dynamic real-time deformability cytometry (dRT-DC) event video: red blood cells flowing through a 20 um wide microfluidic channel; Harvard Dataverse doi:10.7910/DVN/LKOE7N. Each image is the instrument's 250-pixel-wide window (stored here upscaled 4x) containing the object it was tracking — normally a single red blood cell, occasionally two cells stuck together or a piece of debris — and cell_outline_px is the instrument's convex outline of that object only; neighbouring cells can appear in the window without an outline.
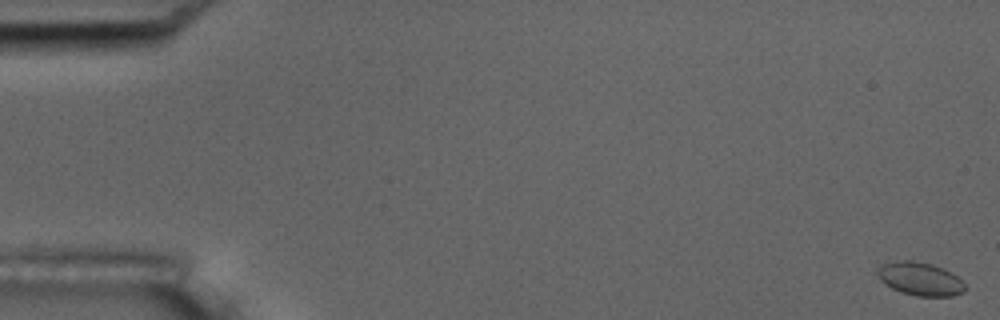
{"species": "common noctule bat (a hibernating species)", "species_latin": "Nyctalus noctula", "temperature_condition": "room temperature", "stored_images_in_passage": 56, "camera_frame_rate_fps": 3000, "um_per_image_px": 0.085, "animal": {"sex": "male", "body_mass_g": 17.5, "forearm_length_mm": 52.3}, "frame": {"image": 1, "passage_image": 1, "time_ms": 0.0, "image_size_px": [1000, 320], "cell_outline_px": [[964, 292], [952, 296], [916, 296], [900, 292], [884, 284], [880, 280], [876, 272], [884, 264], [896, 260], [912, 260], [932, 264], [956, 276], [964, 284]], "centroid_in_image_um": [78.17, 23.71], "position_along_channel_um": 6.8, "area_um2": 16.76}}
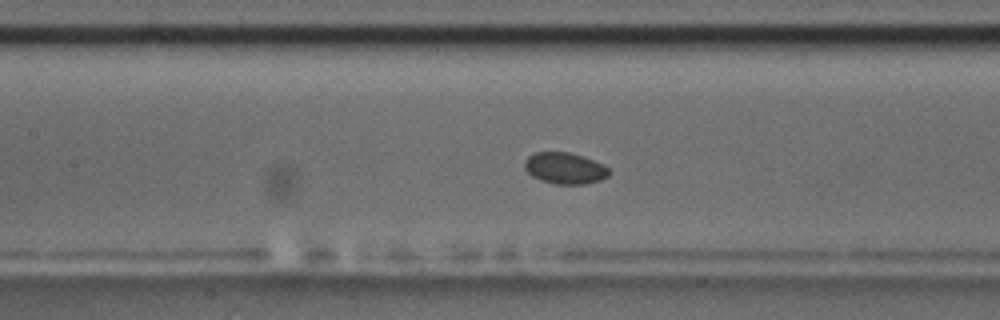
{"frame": {"image": 2, "passage_image": 26, "time_ms": 8.333, "image_size_px": [1000, 320], "cell_outline_px": [[608, 176], [600, 180], [584, 184], [556, 184], [540, 180], [532, 176], [524, 168], [524, 160], [528, 156], [536, 152], [568, 152], [584, 156], [604, 164], [608, 168]], "centroid_in_image_um": [48.0, 14.29], "position_along_channel_um": 159.4, "area_um2": 15.49}}
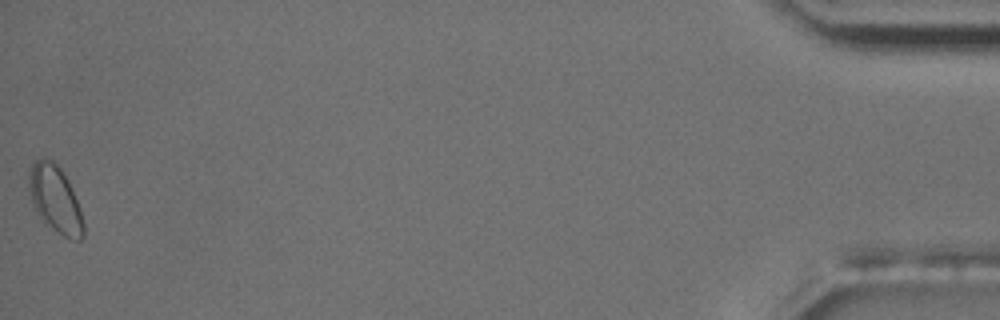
{"frame": {"image": 3, "passage_image": 56, "time_ms": 18.333, "image_size_px": [1000, 320], "cell_outline_px": [[84, 236], [80, 240], [72, 240], [64, 236], [44, 224], [36, 212], [32, 204], [28, 188], [28, 176], [32, 164], [36, 160], [44, 156], [52, 160], [60, 168], [68, 180], [72, 188], [80, 208], [84, 224]], "centroid_in_image_um": [4.68, 16.94], "position_along_channel_um": 430.5, "area_um2": 21.62}}